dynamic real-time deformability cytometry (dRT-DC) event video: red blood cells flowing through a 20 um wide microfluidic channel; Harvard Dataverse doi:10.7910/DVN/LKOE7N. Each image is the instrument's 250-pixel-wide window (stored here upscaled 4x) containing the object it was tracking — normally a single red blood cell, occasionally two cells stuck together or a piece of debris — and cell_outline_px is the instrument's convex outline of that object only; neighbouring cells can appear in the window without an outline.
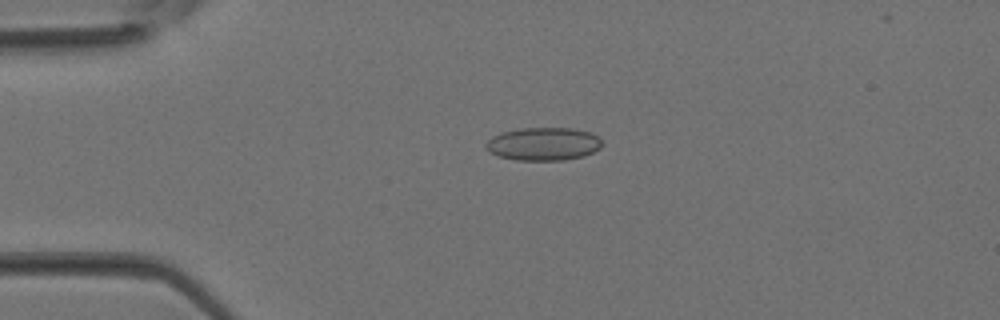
{"species": "Egyptian fruit bat (a non-hibernating species)", "species_latin": "Rousettus aegyptiacus", "temperature_condition": "room temperature", "stored_images_in_passage": 3, "camera_frame_rate_fps": 3000, "um_per_image_px": 0.085, "animal": {"sex": "female"}, "frame": {"image": 1, "passage_image": 1, "time_ms": 0.0, "image_size_px": [1000, 320], "cell_outline_px": [[604, 144], [600, 148], [584, 156], [564, 160], [516, 160], [496, 156], [488, 152], [484, 144], [492, 136], [500, 132], [520, 128], [572, 128], [592, 132], [600, 136]], "centroid_in_image_um": [46.2, 12.23], "position_along_channel_um": 38.8, "area_um2": 22.83}}
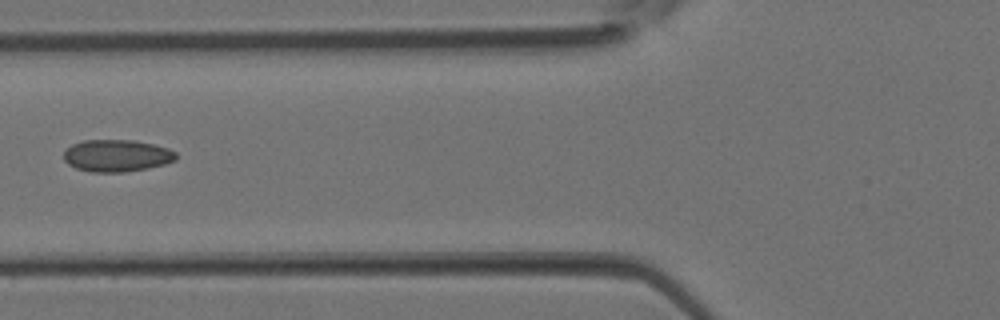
{"frame": {"image": 2, "passage_image": 3, "time_ms": 0.667, "image_size_px": [1000, 320], "cell_outline_px": [[176, 160], [164, 164], [148, 168], [124, 172], [92, 172], [76, 168], [68, 164], [64, 160], [64, 152], [72, 144], [84, 140], [132, 140], [152, 144], [168, 148], [176, 152]], "centroid_in_image_um": [9.92, 13.23], "position_along_channel_um": 115.9, "area_um2": 20.92}}